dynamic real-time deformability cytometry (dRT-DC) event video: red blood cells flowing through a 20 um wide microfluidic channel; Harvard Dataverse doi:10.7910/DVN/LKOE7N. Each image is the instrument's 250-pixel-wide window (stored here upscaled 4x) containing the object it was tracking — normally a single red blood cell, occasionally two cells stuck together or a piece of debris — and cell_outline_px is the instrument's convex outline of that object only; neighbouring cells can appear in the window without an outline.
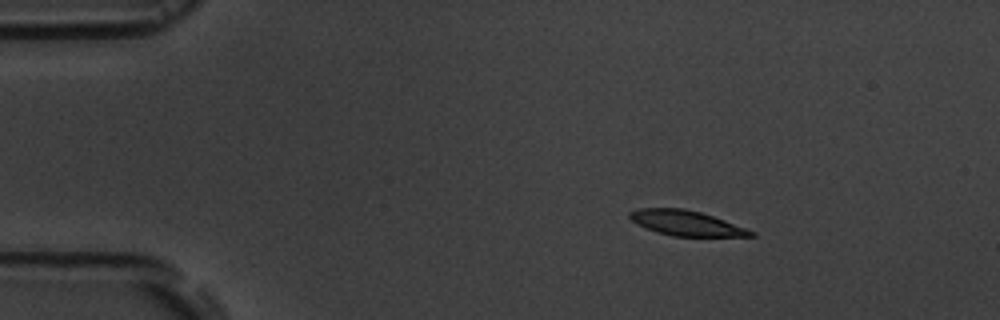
{"species": "common noctule bat (a hibernating species)", "species_latin": "Nyctalus noctula", "temperature_condition": "room temperature", "stored_images_in_passage": 5, "camera_frame_rate_fps": 3000, "um_per_image_px": 0.085, "animal": {"sex": "male", "body_mass_g": 19.5, "forearm_length_mm": 54.6}, "frame": {"image": 1, "passage_image": 3, "time_ms": 2.333, "image_size_px": [1000, 320], "cell_outline_px": [[756, 236], [672, 236], [656, 232], [636, 224], [628, 216], [628, 212], [636, 208], [684, 208], [700, 212], [724, 220], [756, 232]], "centroid_in_image_um": [58.28, 18.96], "position_along_channel_um": 26.7, "area_um2": 17.69}}